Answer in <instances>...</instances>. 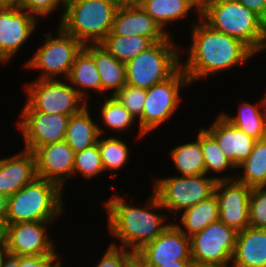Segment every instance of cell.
Here are the masks:
<instances>
[{
	"label": "cell",
	"instance_id": "cell-1",
	"mask_svg": "<svg viewBox=\"0 0 266 267\" xmlns=\"http://www.w3.org/2000/svg\"><path fill=\"white\" fill-rule=\"evenodd\" d=\"M193 24L189 56L181 64L190 83L244 64L255 56L241 40L212 29L201 19Z\"/></svg>",
	"mask_w": 266,
	"mask_h": 267
},
{
	"label": "cell",
	"instance_id": "cell-2",
	"mask_svg": "<svg viewBox=\"0 0 266 267\" xmlns=\"http://www.w3.org/2000/svg\"><path fill=\"white\" fill-rule=\"evenodd\" d=\"M125 201L123 196L114 194L104 203L108 214V229L111 236L121 241L123 248L137 253L170 224H165L168 216L153 212L165 210L154 192L144 208L135 207Z\"/></svg>",
	"mask_w": 266,
	"mask_h": 267
},
{
	"label": "cell",
	"instance_id": "cell-3",
	"mask_svg": "<svg viewBox=\"0 0 266 267\" xmlns=\"http://www.w3.org/2000/svg\"><path fill=\"white\" fill-rule=\"evenodd\" d=\"M200 19L212 29L237 38L255 54L266 49V24L237 0H202Z\"/></svg>",
	"mask_w": 266,
	"mask_h": 267
},
{
	"label": "cell",
	"instance_id": "cell-4",
	"mask_svg": "<svg viewBox=\"0 0 266 267\" xmlns=\"http://www.w3.org/2000/svg\"><path fill=\"white\" fill-rule=\"evenodd\" d=\"M58 184L36 177L8 197L6 224L55 221L62 215V191Z\"/></svg>",
	"mask_w": 266,
	"mask_h": 267
},
{
	"label": "cell",
	"instance_id": "cell-5",
	"mask_svg": "<svg viewBox=\"0 0 266 267\" xmlns=\"http://www.w3.org/2000/svg\"><path fill=\"white\" fill-rule=\"evenodd\" d=\"M117 9L109 0H66L59 26L83 45L100 44L112 31Z\"/></svg>",
	"mask_w": 266,
	"mask_h": 267
},
{
	"label": "cell",
	"instance_id": "cell-6",
	"mask_svg": "<svg viewBox=\"0 0 266 267\" xmlns=\"http://www.w3.org/2000/svg\"><path fill=\"white\" fill-rule=\"evenodd\" d=\"M168 35L125 63L126 84L141 89L166 81L180 68L181 51Z\"/></svg>",
	"mask_w": 266,
	"mask_h": 267
},
{
	"label": "cell",
	"instance_id": "cell-7",
	"mask_svg": "<svg viewBox=\"0 0 266 267\" xmlns=\"http://www.w3.org/2000/svg\"><path fill=\"white\" fill-rule=\"evenodd\" d=\"M206 174L158 178L154 182V193L164 209L175 215L185 211L214 194L217 181L234 180L232 176L206 177Z\"/></svg>",
	"mask_w": 266,
	"mask_h": 267
},
{
	"label": "cell",
	"instance_id": "cell-8",
	"mask_svg": "<svg viewBox=\"0 0 266 267\" xmlns=\"http://www.w3.org/2000/svg\"><path fill=\"white\" fill-rule=\"evenodd\" d=\"M56 35L52 37L49 31L42 46L24 63L26 68L42 71L37 79H59L57 75H63L67 79L77 54L84 47L78 39L67 34L60 26Z\"/></svg>",
	"mask_w": 266,
	"mask_h": 267
},
{
	"label": "cell",
	"instance_id": "cell-9",
	"mask_svg": "<svg viewBox=\"0 0 266 267\" xmlns=\"http://www.w3.org/2000/svg\"><path fill=\"white\" fill-rule=\"evenodd\" d=\"M69 82L58 79H36L26 87L27 102L23 110L72 116L80 113L88 103Z\"/></svg>",
	"mask_w": 266,
	"mask_h": 267
},
{
	"label": "cell",
	"instance_id": "cell-10",
	"mask_svg": "<svg viewBox=\"0 0 266 267\" xmlns=\"http://www.w3.org/2000/svg\"><path fill=\"white\" fill-rule=\"evenodd\" d=\"M189 84L188 77L180 68L166 81L146 90L142 115L138 119L139 138L148 135L172 117L181 102L180 91Z\"/></svg>",
	"mask_w": 266,
	"mask_h": 267
},
{
	"label": "cell",
	"instance_id": "cell-11",
	"mask_svg": "<svg viewBox=\"0 0 266 267\" xmlns=\"http://www.w3.org/2000/svg\"><path fill=\"white\" fill-rule=\"evenodd\" d=\"M237 233L220 220L210 223L190 237L192 262L229 264L232 261Z\"/></svg>",
	"mask_w": 266,
	"mask_h": 267
},
{
	"label": "cell",
	"instance_id": "cell-12",
	"mask_svg": "<svg viewBox=\"0 0 266 267\" xmlns=\"http://www.w3.org/2000/svg\"><path fill=\"white\" fill-rule=\"evenodd\" d=\"M20 114L17 126L23 134L25 150L34 152L38 147L65 139L70 116L36 110H21Z\"/></svg>",
	"mask_w": 266,
	"mask_h": 267
},
{
	"label": "cell",
	"instance_id": "cell-13",
	"mask_svg": "<svg viewBox=\"0 0 266 267\" xmlns=\"http://www.w3.org/2000/svg\"><path fill=\"white\" fill-rule=\"evenodd\" d=\"M51 222L6 224L3 233L6 252L18 256L58 254L54 251L53 240L46 233Z\"/></svg>",
	"mask_w": 266,
	"mask_h": 267
},
{
	"label": "cell",
	"instance_id": "cell-14",
	"mask_svg": "<svg viewBox=\"0 0 266 267\" xmlns=\"http://www.w3.org/2000/svg\"><path fill=\"white\" fill-rule=\"evenodd\" d=\"M37 23L36 17L19 4L0 6V63L10 61L17 54Z\"/></svg>",
	"mask_w": 266,
	"mask_h": 267
},
{
	"label": "cell",
	"instance_id": "cell-15",
	"mask_svg": "<svg viewBox=\"0 0 266 267\" xmlns=\"http://www.w3.org/2000/svg\"><path fill=\"white\" fill-rule=\"evenodd\" d=\"M252 188L234 180L216 182L219 220L237 232L249 227V197Z\"/></svg>",
	"mask_w": 266,
	"mask_h": 267
},
{
	"label": "cell",
	"instance_id": "cell-16",
	"mask_svg": "<svg viewBox=\"0 0 266 267\" xmlns=\"http://www.w3.org/2000/svg\"><path fill=\"white\" fill-rule=\"evenodd\" d=\"M137 254L147 267H158L161 263H175L177 260H192L190 237L174 223H170L159 236L147 243Z\"/></svg>",
	"mask_w": 266,
	"mask_h": 267
},
{
	"label": "cell",
	"instance_id": "cell-17",
	"mask_svg": "<svg viewBox=\"0 0 266 267\" xmlns=\"http://www.w3.org/2000/svg\"><path fill=\"white\" fill-rule=\"evenodd\" d=\"M34 155L38 178L52 181L63 188L64 182L73 176L75 152L65 140L38 147Z\"/></svg>",
	"mask_w": 266,
	"mask_h": 267
},
{
	"label": "cell",
	"instance_id": "cell-18",
	"mask_svg": "<svg viewBox=\"0 0 266 267\" xmlns=\"http://www.w3.org/2000/svg\"><path fill=\"white\" fill-rule=\"evenodd\" d=\"M204 129L217 141L224 155L235 167L247 159L256 141L233 126L221 113L208 129Z\"/></svg>",
	"mask_w": 266,
	"mask_h": 267
},
{
	"label": "cell",
	"instance_id": "cell-19",
	"mask_svg": "<svg viewBox=\"0 0 266 267\" xmlns=\"http://www.w3.org/2000/svg\"><path fill=\"white\" fill-rule=\"evenodd\" d=\"M36 177L34 152L23 149L11 157L0 158V194L9 197Z\"/></svg>",
	"mask_w": 266,
	"mask_h": 267
},
{
	"label": "cell",
	"instance_id": "cell-20",
	"mask_svg": "<svg viewBox=\"0 0 266 267\" xmlns=\"http://www.w3.org/2000/svg\"><path fill=\"white\" fill-rule=\"evenodd\" d=\"M112 32L120 36H144L154 43L163 41L168 34L140 5L118 8Z\"/></svg>",
	"mask_w": 266,
	"mask_h": 267
},
{
	"label": "cell",
	"instance_id": "cell-21",
	"mask_svg": "<svg viewBox=\"0 0 266 267\" xmlns=\"http://www.w3.org/2000/svg\"><path fill=\"white\" fill-rule=\"evenodd\" d=\"M231 262L232 267H266V229L239 231Z\"/></svg>",
	"mask_w": 266,
	"mask_h": 267
},
{
	"label": "cell",
	"instance_id": "cell-22",
	"mask_svg": "<svg viewBox=\"0 0 266 267\" xmlns=\"http://www.w3.org/2000/svg\"><path fill=\"white\" fill-rule=\"evenodd\" d=\"M66 80L86 102L88 99L86 89H93L101 97V79L94 62V44L84 45L77 54Z\"/></svg>",
	"mask_w": 266,
	"mask_h": 267
},
{
	"label": "cell",
	"instance_id": "cell-23",
	"mask_svg": "<svg viewBox=\"0 0 266 267\" xmlns=\"http://www.w3.org/2000/svg\"><path fill=\"white\" fill-rule=\"evenodd\" d=\"M139 5L168 35L164 29L168 23L185 18L190 10L200 16L201 10L200 0H139Z\"/></svg>",
	"mask_w": 266,
	"mask_h": 267
},
{
	"label": "cell",
	"instance_id": "cell-24",
	"mask_svg": "<svg viewBox=\"0 0 266 267\" xmlns=\"http://www.w3.org/2000/svg\"><path fill=\"white\" fill-rule=\"evenodd\" d=\"M104 131L91 119L86 106L80 113L70 116L64 140L76 153L97 144Z\"/></svg>",
	"mask_w": 266,
	"mask_h": 267
},
{
	"label": "cell",
	"instance_id": "cell-25",
	"mask_svg": "<svg viewBox=\"0 0 266 267\" xmlns=\"http://www.w3.org/2000/svg\"><path fill=\"white\" fill-rule=\"evenodd\" d=\"M94 62L99 71L102 92L113 90L112 96L126 85L125 63L117 60L100 44H94Z\"/></svg>",
	"mask_w": 266,
	"mask_h": 267
},
{
	"label": "cell",
	"instance_id": "cell-26",
	"mask_svg": "<svg viewBox=\"0 0 266 267\" xmlns=\"http://www.w3.org/2000/svg\"><path fill=\"white\" fill-rule=\"evenodd\" d=\"M221 114L233 126L254 139L261 140L266 138V95L256 105L244 101L240 105L239 112L236 116H230L224 112Z\"/></svg>",
	"mask_w": 266,
	"mask_h": 267
},
{
	"label": "cell",
	"instance_id": "cell-27",
	"mask_svg": "<svg viewBox=\"0 0 266 267\" xmlns=\"http://www.w3.org/2000/svg\"><path fill=\"white\" fill-rule=\"evenodd\" d=\"M219 220L218 201L213 194L208 199L201 201L195 206L183 211L181 214V224H175L186 236L191 237L193 234L200 232L210 223Z\"/></svg>",
	"mask_w": 266,
	"mask_h": 267
},
{
	"label": "cell",
	"instance_id": "cell-28",
	"mask_svg": "<svg viewBox=\"0 0 266 267\" xmlns=\"http://www.w3.org/2000/svg\"><path fill=\"white\" fill-rule=\"evenodd\" d=\"M196 141L178 145L170 150L172 162L182 176L205 174V161L201 148V128Z\"/></svg>",
	"mask_w": 266,
	"mask_h": 267
},
{
	"label": "cell",
	"instance_id": "cell-29",
	"mask_svg": "<svg viewBox=\"0 0 266 267\" xmlns=\"http://www.w3.org/2000/svg\"><path fill=\"white\" fill-rule=\"evenodd\" d=\"M153 44L154 42L148 37L120 36L115 35L112 31L100 43L103 48L123 63L135 58Z\"/></svg>",
	"mask_w": 266,
	"mask_h": 267
},
{
	"label": "cell",
	"instance_id": "cell-30",
	"mask_svg": "<svg viewBox=\"0 0 266 267\" xmlns=\"http://www.w3.org/2000/svg\"><path fill=\"white\" fill-rule=\"evenodd\" d=\"M236 168L244 171L235 178L238 182L251 188L266 186V138L256 140L250 155Z\"/></svg>",
	"mask_w": 266,
	"mask_h": 267
},
{
	"label": "cell",
	"instance_id": "cell-31",
	"mask_svg": "<svg viewBox=\"0 0 266 267\" xmlns=\"http://www.w3.org/2000/svg\"><path fill=\"white\" fill-rule=\"evenodd\" d=\"M101 108V118L103 124L108 128L119 131L129 129L136 118L125 108L114 96H104Z\"/></svg>",
	"mask_w": 266,
	"mask_h": 267
},
{
	"label": "cell",
	"instance_id": "cell-32",
	"mask_svg": "<svg viewBox=\"0 0 266 267\" xmlns=\"http://www.w3.org/2000/svg\"><path fill=\"white\" fill-rule=\"evenodd\" d=\"M104 170H120L129 159L128 146L118 137L98 139Z\"/></svg>",
	"mask_w": 266,
	"mask_h": 267
},
{
	"label": "cell",
	"instance_id": "cell-33",
	"mask_svg": "<svg viewBox=\"0 0 266 267\" xmlns=\"http://www.w3.org/2000/svg\"><path fill=\"white\" fill-rule=\"evenodd\" d=\"M201 148L205 161V174L213 171L221 173L229 168L236 167L224 155L217 141L204 129L201 128Z\"/></svg>",
	"mask_w": 266,
	"mask_h": 267
},
{
	"label": "cell",
	"instance_id": "cell-34",
	"mask_svg": "<svg viewBox=\"0 0 266 267\" xmlns=\"http://www.w3.org/2000/svg\"><path fill=\"white\" fill-rule=\"evenodd\" d=\"M105 172L97 144L75 153L73 175L80 174L86 179H92Z\"/></svg>",
	"mask_w": 266,
	"mask_h": 267
},
{
	"label": "cell",
	"instance_id": "cell-35",
	"mask_svg": "<svg viewBox=\"0 0 266 267\" xmlns=\"http://www.w3.org/2000/svg\"><path fill=\"white\" fill-rule=\"evenodd\" d=\"M249 226L266 229V186L253 187L249 197Z\"/></svg>",
	"mask_w": 266,
	"mask_h": 267
},
{
	"label": "cell",
	"instance_id": "cell-36",
	"mask_svg": "<svg viewBox=\"0 0 266 267\" xmlns=\"http://www.w3.org/2000/svg\"><path fill=\"white\" fill-rule=\"evenodd\" d=\"M114 97L127 108L136 119L141 117L146 98L145 89L126 84Z\"/></svg>",
	"mask_w": 266,
	"mask_h": 267
},
{
	"label": "cell",
	"instance_id": "cell-37",
	"mask_svg": "<svg viewBox=\"0 0 266 267\" xmlns=\"http://www.w3.org/2000/svg\"><path fill=\"white\" fill-rule=\"evenodd\" d=\"M66 0H18L17 4L33 16H50L58 6L65 8Z\"/></svg>",
	"mask_w": 266,
	"mask_h": 267
},
{
	"label": "cell",
	"instance_id": "cell-38",
	"mask_svg": "<svg viewBox=\"0 0 266 267\" xmlns=\"http://www.w3.org/2000/svg\"><path fill=\"white\" fill-rule=\"evenodd\" d=\"M113 242L101 257L96 267H123L125 262L134 254L129 249L120 247Z\"/></svg>",
	"mask_w": 266,
	"mask_h": 267
},
{
	"label": "cell",
	"instance_id": "cell-39",
	"mask_svg": "<svg viewBox=\"0 0 266 267\" xmlns=\"http://www.w3.org/2000/svg\"><path fill=\"white\" fill-rule=\"evenodd\" d=\"M59 254L19 256V267H61Z\"/></svg>",
	"mask_w": 266,
	"mask_h": 267
},
{
	"label": "cell",
	"instance_id": "cell-40",
	"mask_svg": "<svg viewBox=\"0 0 266 267\" xmlns=\"http://www.w3.org/2000/svg\"><path fill=\"white\" fill-rule=\"evenodd\" d=\"M237 1L246 6L249 10L254 11L265 21L266 24V0H237Z\"/></svg>",
	"mask_w": 266,
	"mask_h": 267
},
{
	"label": "cell",
	"instance_id": "cell-41",
	"mask_svg": "<svg viewBox=\"0 0 266 267\" xmlns=\"http://www.w3.org/2000/svg\"><path fill=\"white\" fill-rule=\"evenodd\" d=\"M8 197L0 194V226L4 229L6 225Z\"/></svg>",
	"mask_w": 266,
	"mask_h": 267
},
{
	"label": "cell",
	"instance_id": "cell-42",
	"mask_svg": "<svg viewBox=\"0 0 266 267\" xmlns=\"http://www.w3.org/2000/svg\"><path fill=\"white\" fill-rule=\"evenodd\" d=\"M1 267H19V256L6 252L3 256Z\"/></svg>",
	"mask_w": 266,
	"mask_h": 267
},
{
	"label": "cell",
	"instance_id": "cell-43",
	"mask_svg": "<svg viewBox=\"0 0 266 267\" xmlns=\"http://www.w3.org/2000/svg\"><path fill=\"white\" fill-rule=\"evenodd\" d=\"M123 267H147L144 260L137 254L134 253L124 264Z\"/></svg>",
	"mask_w": 266,
	"mask_h": 267
},
{
	"label": "cell",
	"instance_id": "cell-44",
	"mask_svg": "<svg viewBox=\"0 0 266 267\" xmlns=\"http://www.w3.org/2000/svg\"><path fill=\"white\" fill-rule=\"evenodd\" d=\"M112 2L117 8L123 7H132L139 5V0H109Z\"/></svg>",
	"mask_w": 266,
	"mask_h": 267
},
{
	"label": "cell",
	"instance_id": "cell-45",
	"mask_svg": "<svg viewBox=\"0 0 266 267\" xmlns=\"http://www.w3.org/2000/svg\"><path fill=\"white\" fill-rule=\"evenodd\" d=\"M192 260H177L175 263H161L158 267H190Z\"/></svg>",
	"mask_w": 266,
	"mask_h": 267
},
{
	"label": "cell",
	"instance_id": "cell-46",
	"mask_svg": "<svg viewBox=\"0 0 266 267\" xmlns=\"http://www.w3.org/2000/svg\"><path fill=\"white\" fill-rule=\"evenodd\" d=\"M190 267H230V265L229 264L196 263V262H192Z\"/></svg>",
	"mask_w": 266,
	"mask_h": 267
},
{
	"label": "cell",
	"instance_id": "cell-47",
	"mask_svg": "<svg viewBox=\"0 0 266 267\" xmlns=\"http://www.w3.org/2000/svg\"><path fill=\"white\" fill-rule=\"evenodd\" d=\"M18 0H0V6H12L17 4Z\"/></svg>",
	"mask_w": 266,
	"mask_h": 267
},
{
	"label": "cell",
	"instance_id": "cell-48",
	"mask_svg": "<svg viewBox=\"0 0 266 267\" xmlns=\"http://www.w3.org/2000/svg\"><path fill=\"white\" fill-rule=\"evenodd\" d=\"M5 253H6L5 246H4V244H1L0 245V267H1V263H2L3 256Z\"/></svg>",
	"mask_w": 266,
	"mask_h": 267
},
{
	"label": "cell",
	"instance_id": "cell-49",
	"mask_svg": "<svg viewBox=\"0 0 266 267\" xmlns=\"http://www.w3.org/2000/svg\"><path fill=\"white\" fill-rule=\"evenodd\" d=\"M3 233L4 229L0 226V245L3 244Z\"/></svg>",
	"mask_w": 266,
	"mask_h": 267
}]
</instances>
